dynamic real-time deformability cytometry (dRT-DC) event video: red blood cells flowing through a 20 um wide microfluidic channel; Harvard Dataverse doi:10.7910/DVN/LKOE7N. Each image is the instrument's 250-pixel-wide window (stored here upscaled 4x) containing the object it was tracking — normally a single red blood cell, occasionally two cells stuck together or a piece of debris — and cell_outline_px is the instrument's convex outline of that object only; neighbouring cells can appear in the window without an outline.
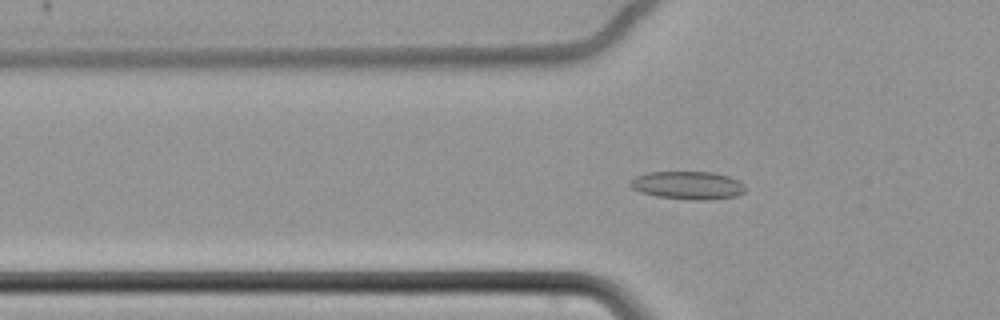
{"species": "common noctule bat (a hibernating species)", "species_latin": "Nyctalus noctula", "temperature_condition": "cold", "stored_images_in_passage": 60, "camera_frame_rate_fps": 3000, "um_per_image_px": 0.085, "animal": {"sex": "female", "body_mass_g": 22.7, "forearm_length_mm": 54.2}, "frame": {"image": 1, "passage_image": 20, "time_ms": 6.333, "image_size_px": [1000, 320], "cell_outline_px": [[748, 188], [744, 192], [736, 196], [708, 200], [688, 200], [656, 196], [640, 192], [632, 188], [628, 184], [636, 176], [648, 172], [712, 172], [728, 176], [744, 184]], "centroid_in_image_um": [58.47, 15.76], "position_along_channel_um": 67.3, "area_um2": 18.9}}
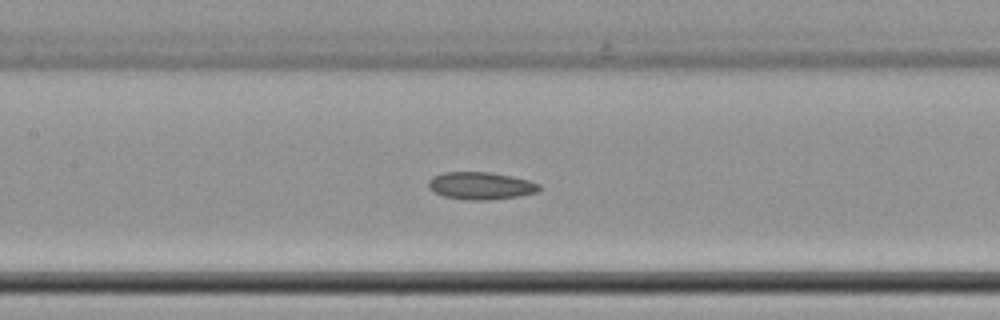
{"frame": {"image": 2, "passage_image": 29, "time_ms": 9.333, "image_size_px": [1000, 320], "cell_outline_px": [[540, 192], [520, 196], [484, 200], [464, 200], [444, 196], [428, 188], [428, 180], [432, 176], [444, 172], [488, 172], [512, 176], [528, 180], [540, 184]], "centroid_in_image_um": [40.87, 15.79], "position_along_channel_um": 166.5, "area_um2": 17.8}}
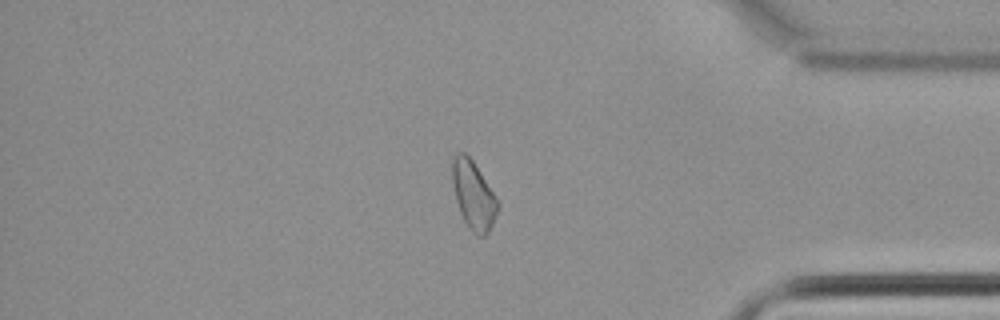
{"frame": {"image": 3, "passage_image": 51, "time_ms": 16.667, "image_size_px": [1000, 320], "cell_outline_px": [[500, 204], [496, 216], [488, 232], [484, 236], [476, 236], [472, 232], [464, 220], [460, 212], [456, 200], [452, 184], [452, 160], [456, 152], [464, 152], [472, 160], [500, 200]], "centroid_in_image_um": [40.26, 16.58], "position_along_channel_um": 394.9, "area_um2": 18.26}}